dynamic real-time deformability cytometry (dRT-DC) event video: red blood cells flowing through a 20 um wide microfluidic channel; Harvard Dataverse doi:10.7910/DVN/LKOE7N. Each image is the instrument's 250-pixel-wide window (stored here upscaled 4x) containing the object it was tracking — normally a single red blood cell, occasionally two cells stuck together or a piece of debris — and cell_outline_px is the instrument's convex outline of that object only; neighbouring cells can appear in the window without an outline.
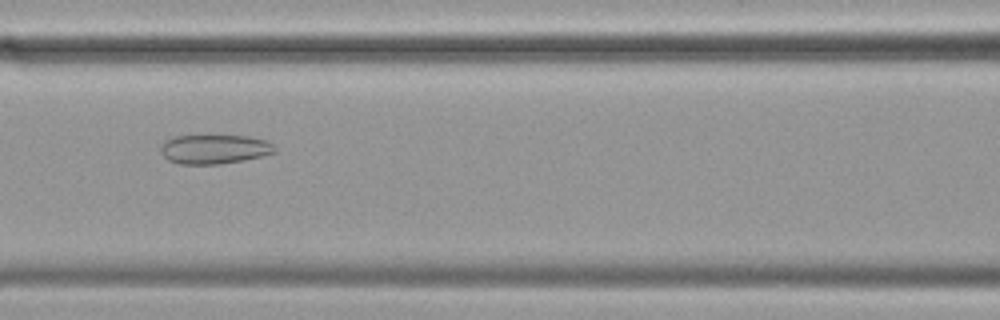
{"species": "common noctule bat (a hibernating species)", "species_latin": "Nyctalus noctula", "temperature_condition": "cold", "stored_images_in_passage": 46, "camera_frame_rate_fps": 3000, "um_per_image_px": 0.085, "animal": {"sex": "female", "body_mass_g": 19.9}, "frame": {"image": 1, "passage_image": 14, "time_ms": 4.333, "image_size_px": [1000, 320], "cell_outline_px": [[276, 152], [264, 156], [244, 160], [220, 164], [180, 164], [168, 160], [160, 152], [160, 144], [164, 140], [172, 136], [248, 136], [264, 140], [272, 144], [276, 148]], "centroid_in_image_um": [18.19, 12.68], "position_along_channel_um": 148.4, "area_um2": 19.59}}
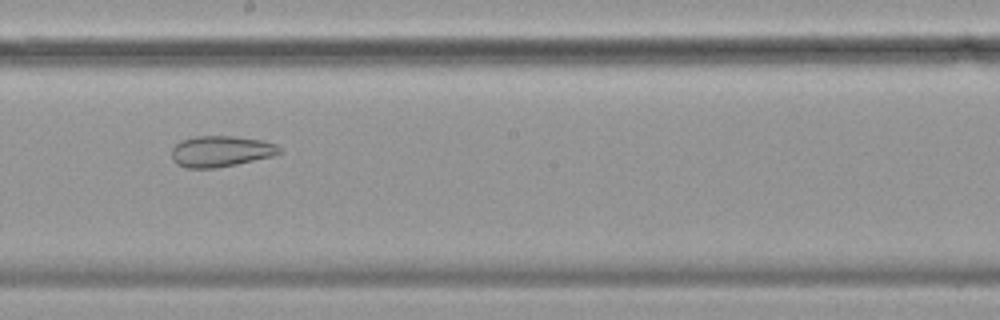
{"frame": {"image": 2, "passage_image": 21, "time_ms": 6.667, "image_size_px": [1000, 320], "cell_outline_px": [[284, 152], [272, 156], [236, 164], [216, 168], [184, 168], [176, 164], [172, 160], [172, 148], [180, 140], [196, 136], [236, 136], [260, 140], [276, 144]], "centroid_in_image_um": [18.75, 12.86], "position_along_channel_um": 229.5, "area_um2": 19.59}}
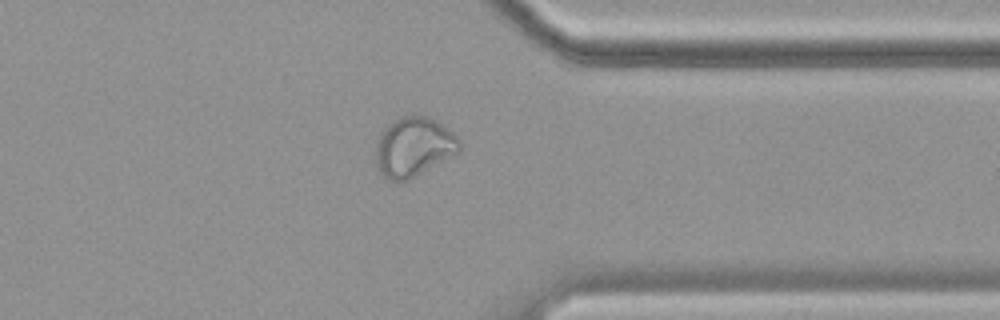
{"frame": {"image": 3, "passage_image": 34, "time_ms": 11.0, "image_size_px": [1000, 320], "cell_outline_px": [[460, 152], [408, 180], [388, 180], [376, 168], [376, 144], [384, 128], [388, 124], [404, 116], [424, 116], [436, 120], [452, 132], [460, 140]], "centroid_in_image_um": [35.16, 12.5], "position_along_channel_um": 376.2, "area_um2": 28.67}, "authors_computed_cell_mechanics": {"area_um2": 26.4146, "velocity_mm_per_s": 3.5076, "shape_relaxation_time_tau1_ms": null, "shape_relaxation_time_tau2_ms": 2.3571, "deformation_change_tau1": null, "deformation_change_tau2": 0.0867}}